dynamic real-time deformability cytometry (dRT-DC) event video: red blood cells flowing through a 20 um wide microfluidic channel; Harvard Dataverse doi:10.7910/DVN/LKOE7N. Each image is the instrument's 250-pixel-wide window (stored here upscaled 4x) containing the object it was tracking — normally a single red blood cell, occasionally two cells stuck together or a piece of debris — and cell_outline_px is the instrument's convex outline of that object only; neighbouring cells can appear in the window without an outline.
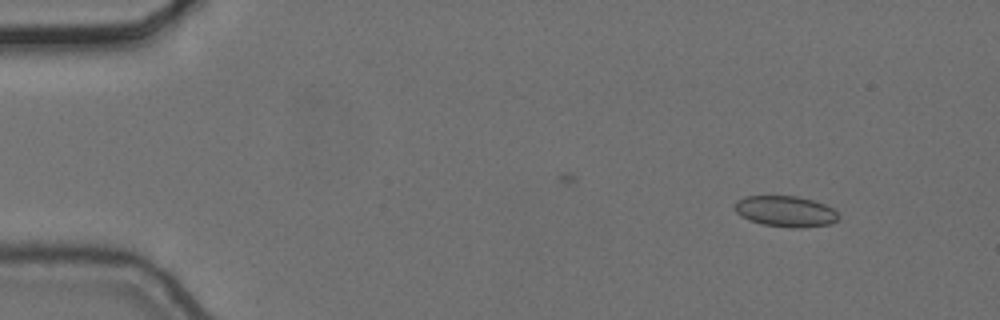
{"species": "common noctule bat (a hibernating species)", "species_latin": "Nyctalus noctula", "temperature_condition": "cold", "stored_images_in_passage": 3, "camera_frame_rate_fps": 3000, "um_per_image_px": 0.085, "animal": {"sex": "female", "body_mass_g": 24.6, "forearm_length_mm": 56.2}, "frame": {"image": 1, "passage_image": 1, "time_ms": 0.0, "image_size_px": [1000, 320], "cell_outline_px": [[840, 216], [832, 224], [800, 228], [764, 224], [748, 220], [740, 216], [736, 212], [736, 200], [744, 196], [796, 196], [812, 200], [824, 204], [832, 208]], "centroid_in_image_um": [66.77, 17.96], "position_along_channel_um": 18.2, "area_um2": 18.55}}